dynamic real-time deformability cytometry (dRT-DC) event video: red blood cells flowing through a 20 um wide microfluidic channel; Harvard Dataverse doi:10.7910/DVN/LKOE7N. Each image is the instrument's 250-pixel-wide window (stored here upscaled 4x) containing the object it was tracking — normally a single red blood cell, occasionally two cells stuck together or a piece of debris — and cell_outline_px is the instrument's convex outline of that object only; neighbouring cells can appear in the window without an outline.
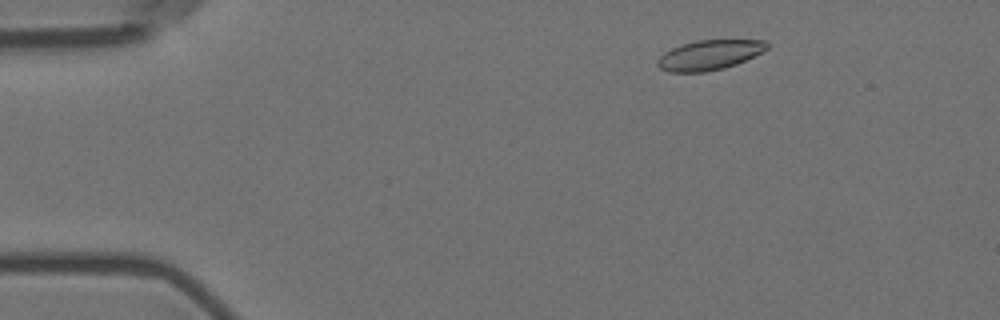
{"species": "Egyptian fruit bat (a non-hibernating species)", "species_latin": "Rousettus aegyptiacus", "temperature_condition": "room temperature", "stored_images_in_passage": 54, "camera_frame_rate_fps": 3000, "um_per_image_px": 0.085, "animal": {"sex": "female"}, "frame": {"image": 1, "passage_image": 6, "time_ms": 1.667, "image_size_px": [1000, 320], "cell_outline_px": [[768, 48], [736, 64], [724, 68], [704, 72], [668, 72], [660, 68], [656, 64], [656, 60], [664, 52], [672, 48], [696, 40], [764, 40], [768, 44]], "centroid_in_image_um": [60.25, 4.68], "position_along_channel_um": 24.8, "area_um2": 18.84}}
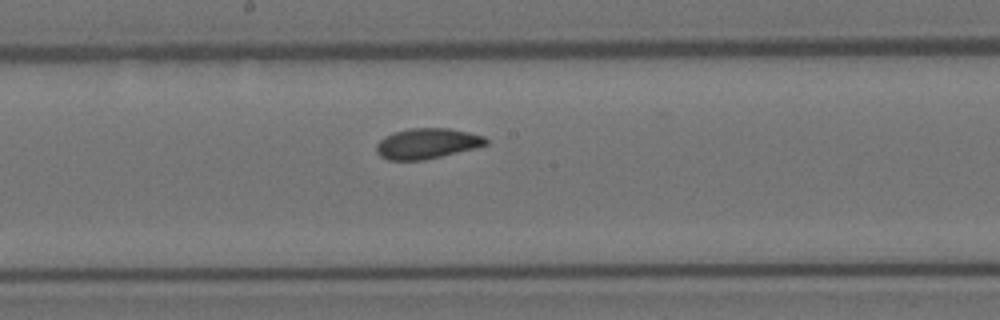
{"frame": {"image": 2, "passage_image": 28, "time_ms": 9.0, "image_size_px": [1000, 320], "cell_outline_px": [[488, 144], [476, 148], [424, 160], [388, 160], [380, 156], [376, 152], [376, 144], [384, 136], [408, 128], [448, 128], [468, 132], [484, 136], [488, 140]], "centroid_in_image_um": [36.3, 12.2], "position_along_channel_um": 211.9, "area_um2": 19.48}}
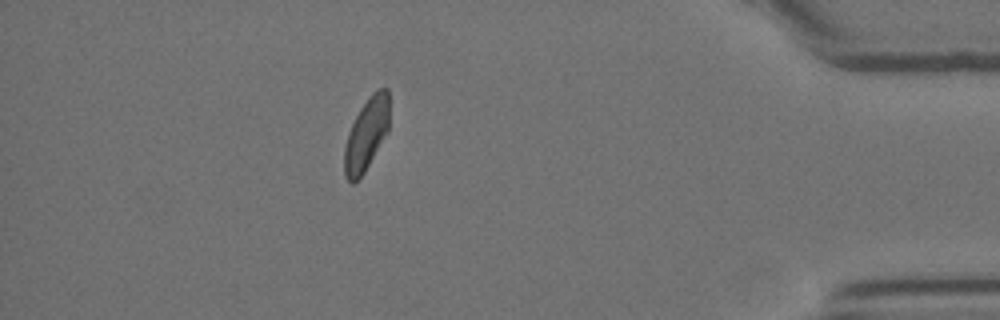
{"frame": {"image": 3, "passage_image": 48, "time_ms": 15.667, "image_size_px": [1000, 320], "cell_outline_px": [[388, 132], [364, 172], [352, 184], [344, 176], [344, 148], [348, 132], [360, 108], [368, 96], [376, 88], [388, 88]], "centroid_in_image_um": [31.13, 11.4], "position_along_channel_um": 404.1, "area_um2": 18.9}, "authors_computed_cell_mechanics": {"area_um2": 19.4786, "velocity_mm_per_s": 3.5593, "shape_relaxation_time_tau1_ms": 8.1875, "shape_relaxation_time_tau2_ms": 2.8475, "deformation_change_tau1": 0.145, "deformation_change_tau2": 0.0567}}